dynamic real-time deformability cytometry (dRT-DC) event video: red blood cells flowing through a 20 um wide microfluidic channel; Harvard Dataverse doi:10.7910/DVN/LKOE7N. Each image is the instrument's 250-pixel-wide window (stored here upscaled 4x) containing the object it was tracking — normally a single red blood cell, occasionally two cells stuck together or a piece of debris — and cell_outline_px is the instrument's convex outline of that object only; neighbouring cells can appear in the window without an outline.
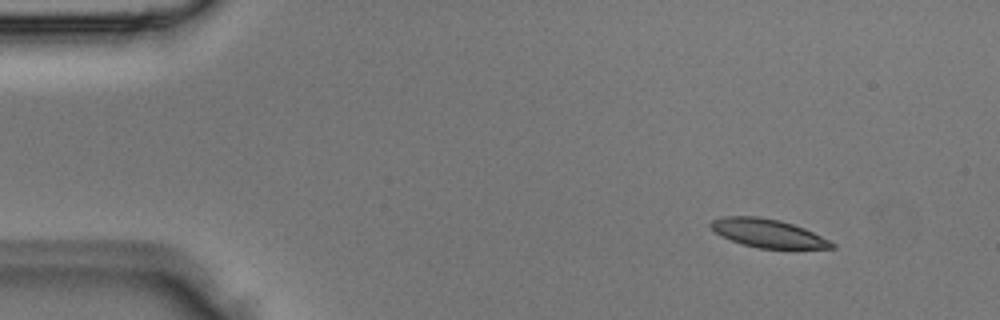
{"species": "Egyptian fruit bat (a non-hibernating species)", "species_latin": "Rousettus aegyptiacus", "temperature_condition": "room temperature", "stored_images_in_passage": 3, "camera_frame_rate_fps": 3000, "um_per_image_px": 0.085, "animal": {"sex": "male"}, "frame": {"image": 1, "passage_image": 1, "time_ms": 0.0, "image_size_px": [1000, 320], "cell_outline_px": [[836, 248], [760, 248], [744, 244], [732, 240], [716, 232], [708, 224], [712, 220], [724, 216], [760, 216], [780, 220], [804, 228], [836, 244]], "centroid_in_image_um": [65.27, 19.81], "position_along_channel_um": 19.7, "area_um2": 19.65}}
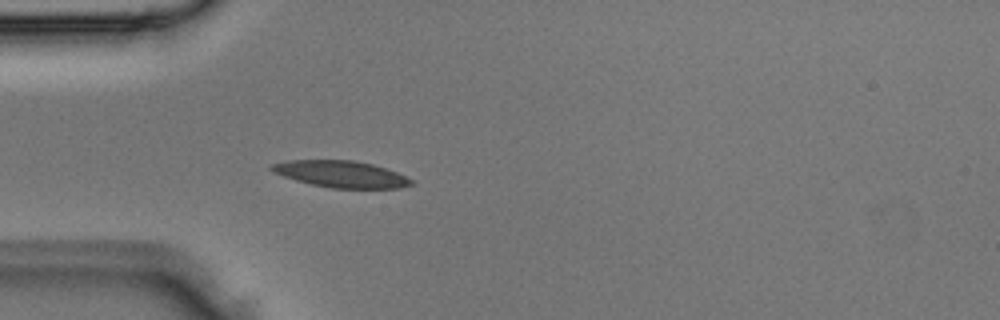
{"frame": {"image": 2, "passage_image": 3, "time_ms": 0.667, "image_size_px": [1000, 320], "cell_outline_px": [[416, 184], [400, 188], [332, 188], [312, 184], [296, 180], [272, 172], [268, 168], [272, 164], [288, 160], [352, 160], [372, 164], [396, 172], [412, 180]], "centroid_in_image_um": [28.98, 14.8], "position_along_channel_um": 56.0, "area_um2": 21.56}}